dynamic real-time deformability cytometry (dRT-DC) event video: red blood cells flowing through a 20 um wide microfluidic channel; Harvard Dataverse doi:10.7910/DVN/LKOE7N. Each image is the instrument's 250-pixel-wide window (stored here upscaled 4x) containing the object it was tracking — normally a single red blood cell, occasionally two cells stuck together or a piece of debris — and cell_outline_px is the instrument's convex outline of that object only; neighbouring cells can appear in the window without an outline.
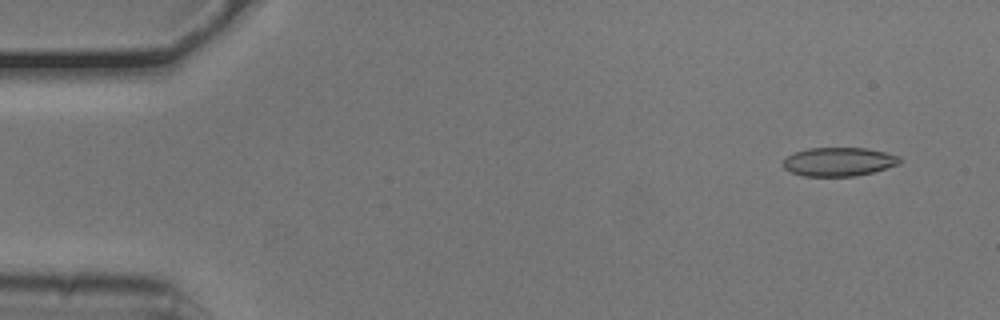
{"species": "common noctule bat (a hibernating species)", "species_latin": "Nyctalus noctula", "temperature_condition": "cold", "stored_images_in_passage": 50, "camera_frame_rate_fps": 3000, "um_per_image_px": 0.085, "animal": {"sex": "male", "body_mass_g": 20.5, "forearm_length_mm": 52.5}, "frame": {"image": 1, "passage_image": 1, "time_ms": 0.0, "image_size_px": [1000, 320], "cell_outline_px": [[900, 164], [872, 172], [856, 176], [804, 176], [792, 172], [784, 168], [784, 160], [788, 156], [796, 152], [808, 148], [864, 148], [884, 152], [900, 156]], "centroid_in_image_um": [71.31, 13.75], "position_along_channel_um": 13.7, "area_um2": 19.31}}
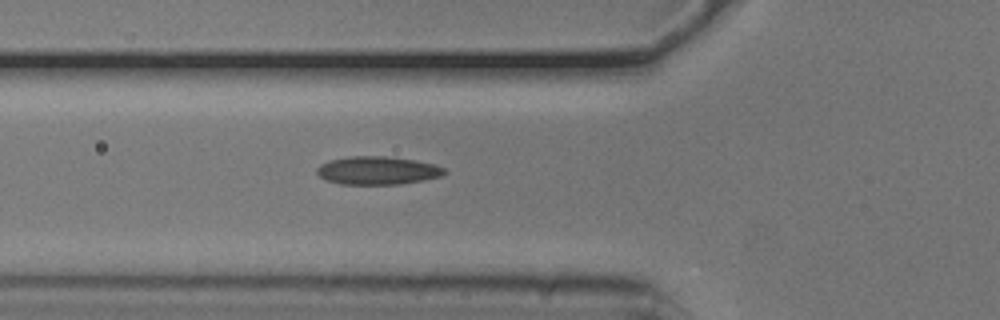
{"frame": {"image": 2, "passage_image": 16, "time_ms": 5.0, "image_size_px": [1000, 320], "cell_outline_px": [[448, 172], [444, 176], [424, 180], [396, 184], [340, 184], [328, 180], [320, 176], [316, 172], [316, 168], [320, 164], [328, 160], [348, 156], [388, 156], [416, 160], [436, 164], [444, 168]], "centroid_in_image_um": [32.12, 14.48], "position_along_channel_um": 93.7, "area_um2": 21.15}}
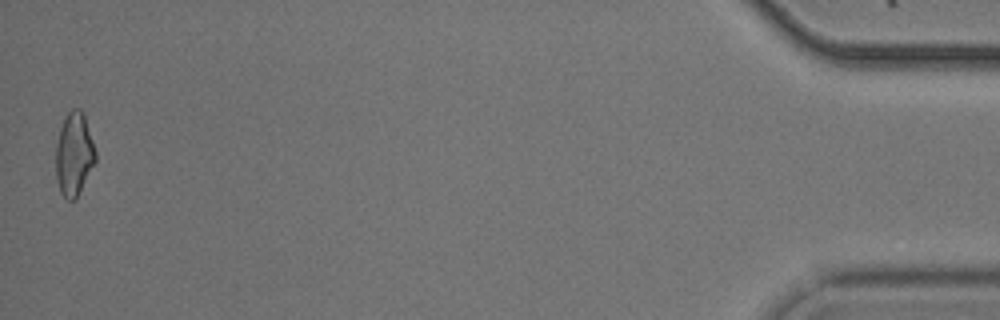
{"frame": {"image": 3, "passage_image": 50, "time_ms": 16.333, "image_size_px": [1000, 320], "cell_outline_px": [[96, 160], [76, 200], [68, 200], [60, 192], [56, 176], [56, 144], [60, 128], [68, 112], [72, 108], [80, 108], [84, 112], [96, 152]], "centroid_in_image_um": [6.3, 13.1], "position_along_channel_um": 428.9, "area_um2": 19.31}, "authors_computed_cell_mechanics": {"area_um2": 19.5653, "velocity_mm_per_s": 3.7754, "shape_relaxation_time_tau1_ms": 5.8338, "shape_relaxation_time_tau2_ms": 4.0409, "deformation_change_tau1": 0.1189, "deformation_change_tau2": 0.1052}}